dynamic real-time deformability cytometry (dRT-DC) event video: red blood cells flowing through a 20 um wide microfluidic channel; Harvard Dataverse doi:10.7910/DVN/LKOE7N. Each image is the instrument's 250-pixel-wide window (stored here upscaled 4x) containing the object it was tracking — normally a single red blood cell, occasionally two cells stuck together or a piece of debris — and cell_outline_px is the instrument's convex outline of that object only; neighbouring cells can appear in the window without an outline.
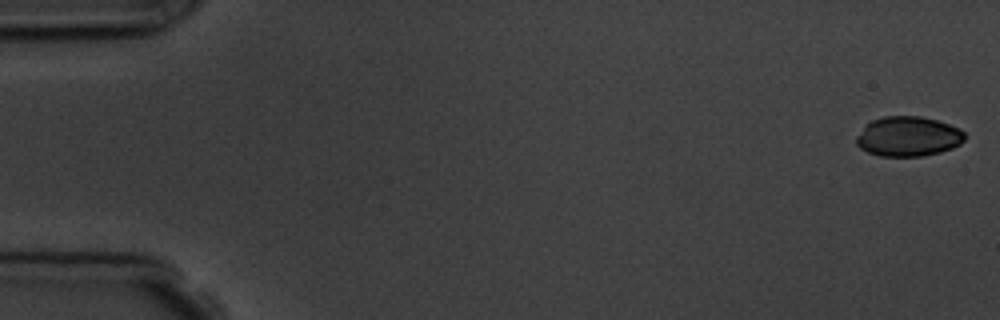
{"species": "common noctule bat (a hibernating species)", "species_latin": "Nyctalus noctula", "temperature_condition": "room temperature", "stored_images_in_passage": 8, "camera_frame_rate_fps": 3000, "um_per_image_px": 0.085, "animal": {"sex": "male", "body_mass_g": 19.5, "forearm_length_mm": 54.6}, "frame": {"image": 1, "passage_image": 1, "time_ms": 0.0, "image_size_px": [1000, 320], "cell_outline_px": [[964, 140], [960, 144], [952, 148], [940, 152], [920, 156], [880, 156], [868, 152], [860, 148], [856, 144], [856, 136], [864, 124], [872, 120], [884, 116], [920, 116], [936, 120], [948, 124], [964, 132]], "centroid_in_image_um": [77.14, 11.59], "position_along_channel_um": 7.9, "area_um2": 25.14}}
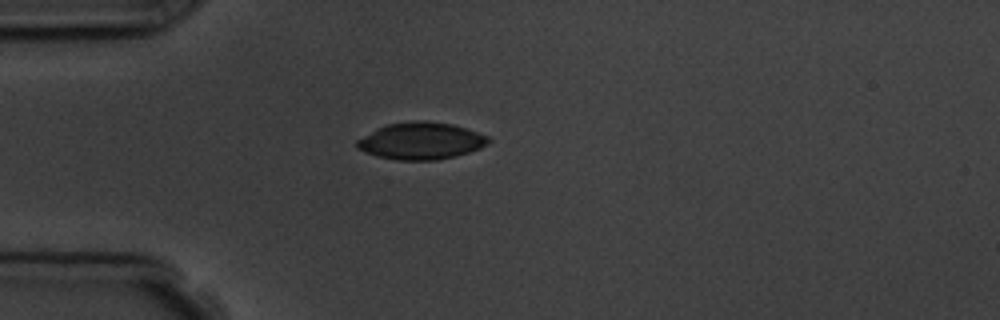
{"frame": {"image": 2, "passage_image": 5, "time_ms": 4.667, "image_size_px": [1000, 320], "cell_outline_px": [[492, 140], [488, 144], [480, 148], [456, 156], [436, 160], [396, 160], [376, 156], [364, 152], [356, 148], [356, 140], [376, 128], [388, 124], [416, 120], [424, 120], [452, 124], [488, 136]], "centroid_in_image_um": [35.76, 11.98], "position_along_channel_um": 49.2, "area_um2": 28.44}}